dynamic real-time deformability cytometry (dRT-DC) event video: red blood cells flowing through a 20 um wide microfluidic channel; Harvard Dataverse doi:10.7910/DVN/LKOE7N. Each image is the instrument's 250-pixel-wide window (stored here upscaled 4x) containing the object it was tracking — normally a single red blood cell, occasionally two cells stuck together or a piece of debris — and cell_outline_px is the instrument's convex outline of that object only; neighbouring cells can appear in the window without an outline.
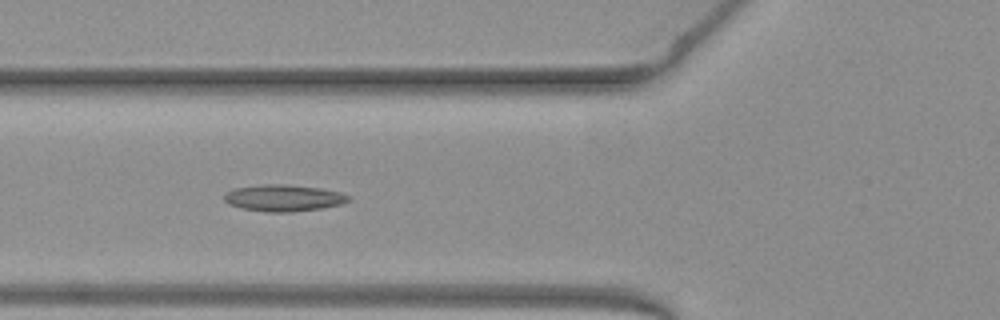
{"species": "common noctule bat (a hibernating species)", "species_latin": "Nyctalus noctula", "temperature_condition": "warm", "stored_images_in_passage": 39, "camera_frame_rate_fps": 3000, "um_per_image_px": 0.085, "animal": {"sex": "female", "body_mass_g": 19.3, "forearm_length_mm": 54.1}, "frame": {"image": 1, "passage_image": 7, "time_ms": 2.0, "image_size_px": [1000, 320], "cell_outline_px": [[352, 196], [348, 200], [340, 204], [324, 208], [292, 212], [268, 212], [240, 208], [228, 204], [224, 200], [224, 196], [228, 192], [236, 188], [264, 184], [284, 184], [320, 188], [340, 192]], "centroid_in_image_um": [24.12, 16.83], "position_along_channel_um": 101.7, "area_um2": 19.25}}
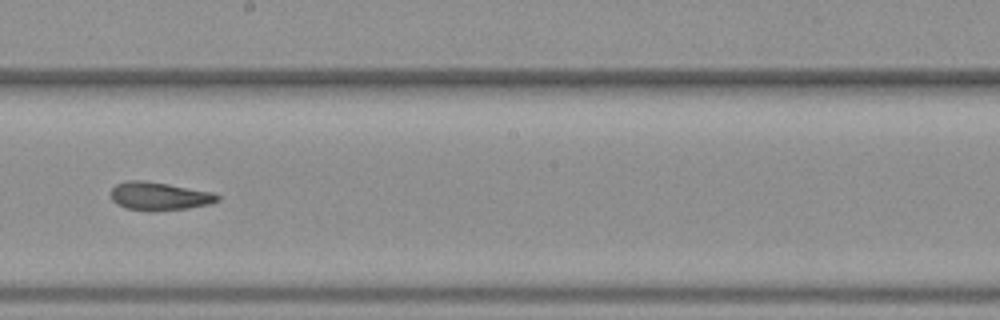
{"frame": {"image": 2, "passage_image": 17, "time_ms": 5.333, "image_size_px": [1000, 320], "cell_outline_px": [[220, 200], [208, 204], [188, 208], [156, 212], [152, 212], [128, 208], [116, 204], [112, 200], [112, 188], [116, 184], [128, 180], [140, 180], [168, 184], [212, 192], [220, 196]], "centroid_in_image_um": [13.54, 16.69], "position_along_channel_um": 234.7, "area_um2": 17.51}}
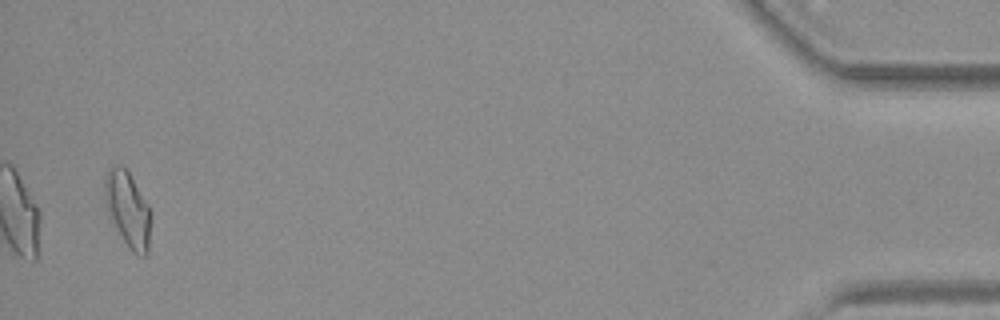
{"frame": {"image": 3, "passage_image": 38, "time_ms": 12.333, "image_size_px": [1000, 320], "cell_outline_px": [[152, 216], [148, 252], [144, 256], [140, 256], [132, 252], [128, 248], [112, 220], [104, 200], [104, 176], [108, 168], [116, 164], [120, 164], [128, 172], [148, 204], [152, 212]], "centroid_in_image_um": [10.88, 17.79], "position_along_channel_um": 424.3, "area_um2": 20.4}, "authors_computed_cell_mechanics": {"area_um2": 17.629, "velocity_mm_per_s": 3.9838, "shape_relaxation_time_tau1_ms": null, "shape_relaxation_time_tau2_ms": 5.5767, "deformation_change_tau1": null, "deformation_change_tau2": 0.157}}